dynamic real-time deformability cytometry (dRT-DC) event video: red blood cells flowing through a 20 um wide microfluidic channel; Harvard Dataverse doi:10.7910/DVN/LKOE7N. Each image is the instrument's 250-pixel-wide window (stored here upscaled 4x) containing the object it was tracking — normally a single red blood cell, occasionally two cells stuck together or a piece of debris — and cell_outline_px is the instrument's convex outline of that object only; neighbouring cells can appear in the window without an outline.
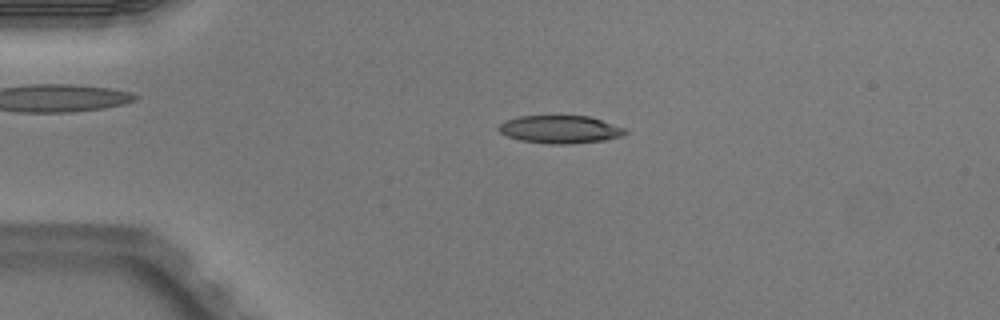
{"species": "Egyptian fruit bat (a non-hibernating species)", "species_latin": "Rousettus aegyptiacus", "temperature_condition": "warm", "stored_images_in_passage": 5, "camera_frame_rate_fps": 3000, "um_per_image_px": 0.085, "animal": {"sex": "male"}, "frame": {"image": 1, "passage_image": 4, "time_ms": 1.0, "image_size_px": [1000, 320], "cell_outline_px": [[628, 132], [624, 136], [604, 140], [572, 144], [548, 144], [520, 140], [508, 136], [500, 132], [496, 128], [504, 120], [516, 116], [588, 116], [628, 128]], "centroid_in_image_um": [47.63, 11.0], "position_along_channel_um": 37.4, "area_um2": 20.81}}